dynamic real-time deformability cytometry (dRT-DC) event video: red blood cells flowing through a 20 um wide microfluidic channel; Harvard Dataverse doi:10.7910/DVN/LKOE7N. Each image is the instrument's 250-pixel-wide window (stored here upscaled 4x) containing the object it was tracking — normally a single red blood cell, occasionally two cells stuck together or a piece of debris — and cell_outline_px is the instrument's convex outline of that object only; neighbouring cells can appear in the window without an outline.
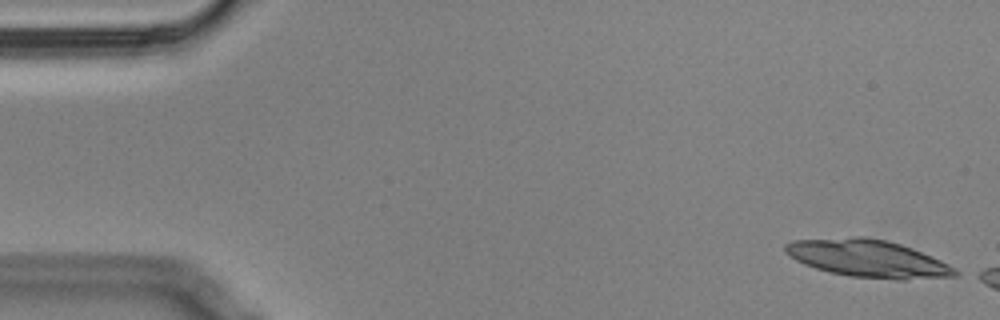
{"species": "Egyptian fruit bat (a non-hibernating species)", "species_latin": "Rousettus aegyptiacus", "temperature_condition": "cold", "stored_images_in_passage": 10, "camera_frame_rate_fps": 3000, "um_per_image_px": 0.085, "animal": {"sex": "male"}, "frame": {"image": 1, "passage_image": 1, "time_ms": 0.0, "image_size_px": [1000, 320], "cell_outline_px": [[964, 272], [956, 276], [904, 280], [896, 280], [852, 276], [832, 272], [816, 268], [804, 264], [796, 260], [784, 252], [784, 244], [792, 240], [856, 236], [864, 236], [884, 240], [900, 244], [912, 248], [932, 256]], "centroid_in_image_um": [73.8, 21.97], "position_along_channel_um": 11.2, "area_um2": 37.22}}